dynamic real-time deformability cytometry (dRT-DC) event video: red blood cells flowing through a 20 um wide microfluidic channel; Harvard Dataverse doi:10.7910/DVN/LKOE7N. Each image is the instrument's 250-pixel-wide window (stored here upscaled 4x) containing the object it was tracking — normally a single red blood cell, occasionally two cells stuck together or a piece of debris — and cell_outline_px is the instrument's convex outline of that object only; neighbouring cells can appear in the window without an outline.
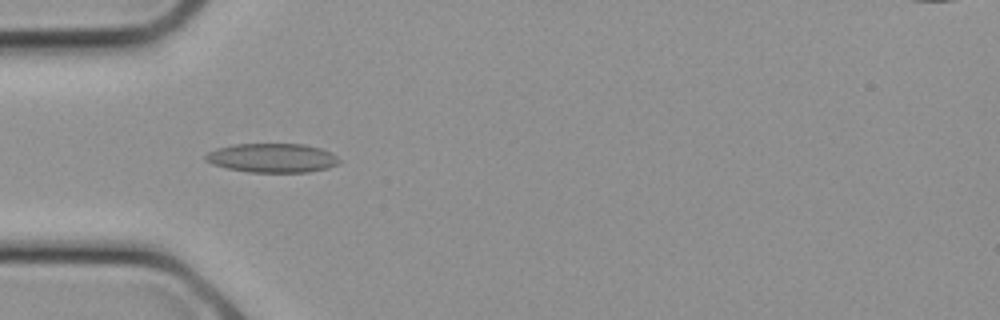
{"species": "common noctule bat (a hibernating species)", "species_latin": "Nyctalus noctula", "temperature_condition": "cold", "stored_images_in_passage": 10, "camera_frame_rate_fps": 3000, "um_per_image_px": 0.085, "animal": {"sex": "female", "body_mass_g": 21.9}, "frame": {"image": 1, "passage_image": 7, "time_ms": 2.0, "image_size_px": [1000, 320], "cell_outline_px": [[340, 160], [336, 164], [328, 168], [308, 172], [248, 172], [228, 168], [212, 164], [204, 160], [204, 156], [208, 152], [216, 148], [232, 144], [304, 144], [320, 148], [332, 152]], "centroid_in_image_um": [23.12, 13.42], "position_along_channel_um": 61.9, "area_um2": 22.72}}
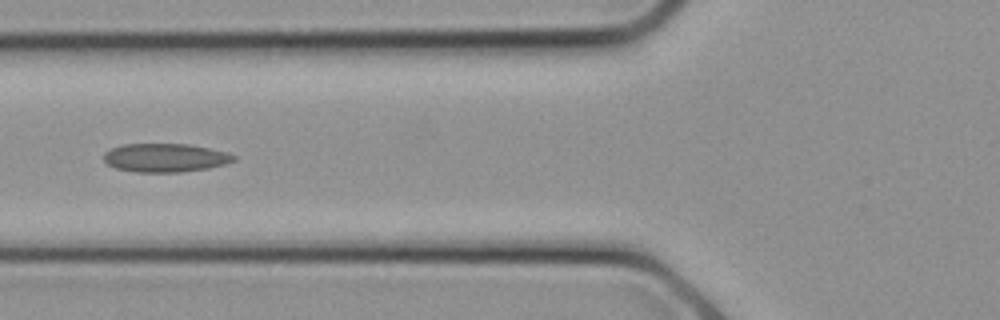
{"frame": {"image": 2, "passage_image": 9, "time_ms": 2.667, "image_size_px": [1000, 320], "cell_outline_px": [[236, 160], [224, 164], [208, 168], [180, 172], [136, 172], [116, 168], [108, 164], [104, 160], [104, 152], [120, 144], [188, 144], [208, 148], [224, 152], [236, 156]], "centroid_in_image_um": [14.02, 13.41], "position_along_channel_um": 111.8, "area_um2": 21.5}}